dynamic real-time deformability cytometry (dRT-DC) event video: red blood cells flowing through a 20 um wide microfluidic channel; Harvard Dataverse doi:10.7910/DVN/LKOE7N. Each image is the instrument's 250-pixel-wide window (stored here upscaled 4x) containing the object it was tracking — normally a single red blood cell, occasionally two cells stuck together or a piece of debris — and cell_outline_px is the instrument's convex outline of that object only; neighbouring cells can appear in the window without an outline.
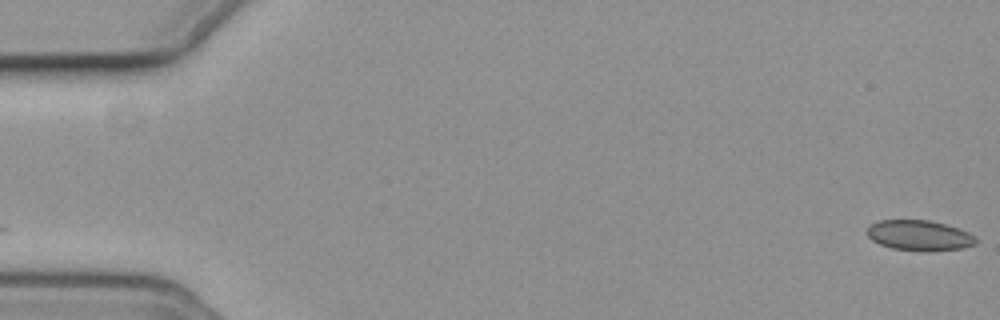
{"species": "common noctule bat (a hibernating species)", "species_latin": "Nyctalus noctula", "temperature_condition": "cold", "stored_images_in_passage": 57, "camera_frame_rate_fps": 3000, "um_per_image_px": 0.085, "animal": {"sex": "female", "body_mass_g": 19.3, "forearm_length_mm": 54.1}, "frame": {"image": 1, "passage_image": 1, "time_ms": 0.0, "image_size_px": [1000, 320], "cell_outline_px": [[976, 244], [960, 248], [928, 252], [924, 252], [892, 248], [880, 244], [872, 240], [868, 236], [868, 228], [872, 224], [880, 220], [928, 220], [944, 224], [968, 232], [976, 236]], "centroid_in_image_um": [78.15, 20.02], "position_along_channel_um": 6.8, "area_um2": 19.13}}
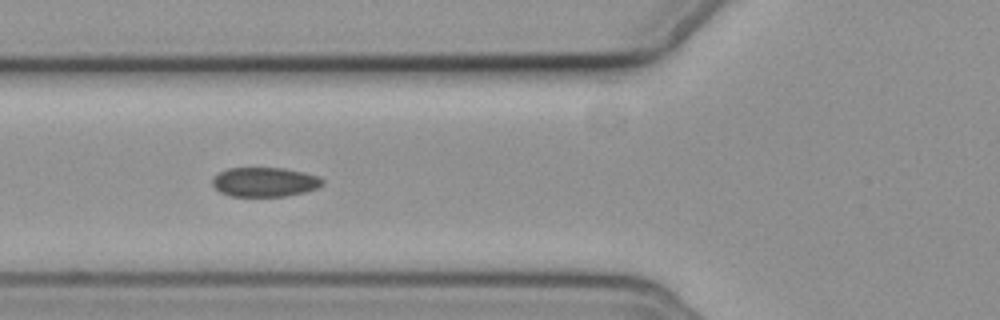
{"frame": {"image": 2, "passage_image": 22, "time_ms": 7.0, "image_size_px": [1000, 320], "cell_outline_px": [[324, 184], [316, 188], [304, 192], [284, 196], [232, 196], [220, 192], [212, 184], [212, 180], [220, 172], [228, 168], [284, 168], [304, 172], [320, 176], [324, 180]], "centroid_in_image_um": [22.53, 15.46], "position_along_channel_um": 103.3, "area_um2": 18.79}}
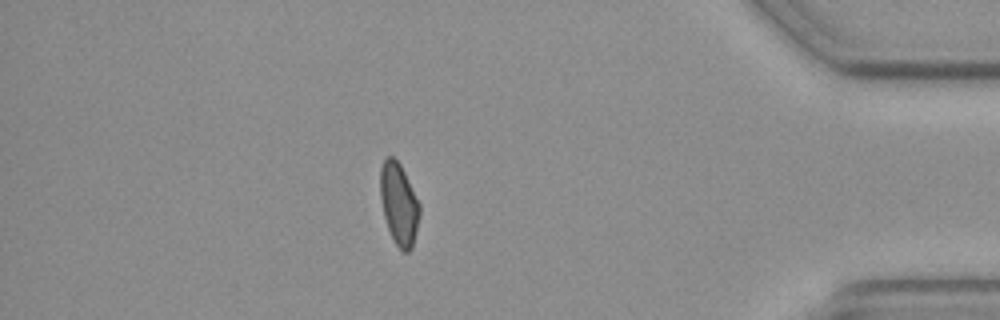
{"frame": {"image": 3, "passage_image": 50, "time_ms": 16.333, "image_size_px": [1000, 320], "cell_outline_px": [[420, 212], [416, 232], [412, 248], [408, 252], [404, 252], [396, 244], [388, 228], [384, 216], [380, 200], [380, 168], [384, 160], [388, 156], [392, 156], [400, 164], [420, 204]], "centroid_in_image_um": [33.9, 17.33], "position_along_channel_um": 401.3, "area_um2": 18.61}, "authors_computed_cell_mechanics": {"area_um2": 19.652, "velocity_mm_per_s": 3.6624, "shape_relaxation_time_tau1_ms": 9.6851, "shape_relaxation_time_tau2_ms": 2.8675, "deformation_change_tau1": 0.1247, "deformation_change_tau2": 0.0649}}